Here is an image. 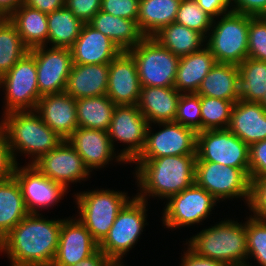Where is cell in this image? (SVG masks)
<instances>
[{
	"label": "cell",
	"mask_w": 266,
	"mask_h": 266,
	"mask_svg": "<svg viewBox=\"0 0 266 266\" xmlns=\"http://www.w3.org/2000/svg\"><path fill=\"white\" fill-rule=\"evenodd\" d=\"M43 217L29 213L0 241V252L7 254L10 266L52 265L63 219Z\"/></svg>",
	"instance_id": "cell-1"
},
{
	"label": "cell",
	"mask_w": 266,
	"mask_h": 266,
	"mask_svg": "<svg viewBox=\"0 0 266 266\" xmlns=\"http://www.w3.org/2000/svg\"><path fill=\"white\" fill-rule=\"evenodd\" d=\"M196 155L163 156L145 159L135 168L139 191L137 197L147 202V197L168 199L195 183Z\"/></svg>",
	"instance_id": "cell-2"
},
{
	"label": "cell",
	"mask_w": 266,
	"mask_h": 266,
	"mask_svg": "<svg viewBox=\"0 0 266 266\" xmlns=\"http://www.w3.org/2000/svg\"><path fill=\"white\" fill-rule=\"evenodd\" d=\"M0 127L7 135L16 164V154L31 157L29 164H32L41 155L55 149L63 140L43 122L35 110L3 114Z\"/></svg>",
	"instance_id": "cell-3"
},
{
	"label": "cell",
	"mask_w": 266,
	"mask_h": 266,
	"mask_svg": "<svg viewBox=\"0 0 266 266\" xmlns=\"http://www.w3.org/2000/svg\"><path fill=\"white\" fill-rule=\"evenodd\" d=\"M240 223V224H239ZM227 219L201 230L188 239L186 245L197 255L226 263L247 266L245 222Z\"/></svg>",
	"instance_id": "cell-4"
},
{
	"label": "cell",
	"mask_w": 266,
	"mask_h": 266,
	"mask_svg": "<svg viewBox=\"0 0 266 266\" xmlns=\"http://www.w3.org/2000/svg\"><path fill=\"white\" fill-rule=\"evenodd\" d=\"M128 193L98 189L74 194L78 220L100 244L108 235L119 211L131 199Z\"/></svg>",
	"instance_id": "cell-5"
},
{
	"label": "cell",
	"mask_w": 266,
	"mask_h": 266,
	"mask_svg": "<svg viewBox=\"0 0 266 266\" xmlns=\"http://www.w3.org/2000/svg\"><path fill=\"white\" fill-rule=\"evenodd\" d=\"M248 32L249 15L230 11L213 19L205 46L216 62L239 65L248 57Z\"/></svg>",
	"instance_id": "cell-6"
},
{
	"label": "cell",
	"mask_w": 266,
	"mask_h": 266,
	"mask_svg": "<svg viewBox=\"0 0 266 266\" xmlns=\"http://www.w3.org/2000/svg\"><path fill=\"white\" fill-rule=\"evenodd\" d=\"M131 198L119 211L108 235L99 244V249L116 265L124 263V255L134 248L145 225H148V201L139 199L136 195Z\"/></svg>",
	"instance_id": "cell-7"
},
{
	"label": "cell",
	"mask_w": 266,
	"mask_h": 266,
	"mask_svg": "<svg viewBox=\"0 0 266 266\" xmlns=\"http://www.w3.org/2000/svg\"><path fill=\"white\" fill-rule=\"evenodd\" d=\"M128 52L134 58L141 87H174L180 58L154 37H144Z\"/></svg>",
	"instance_id": "cell-8"
},
{
	"label": "cell",
	"mask_w": 266,
	"mask_h": 266,
	"mask_svg": "<svg viewBox=\"0 0 266 266\" xmlns=\"http://www.w3.org/2000/svg\"><path fill=\"white\" fill-rule=\"evenodd\" d=\"M0 88L5 90L4 114L36 110L42 96L38 90L35 58L30 52L2 75Z\"/></svg>",
	"instance_id": "cell-9"
},
{
	"label": "cell",
	"mask_w": 266,
	"mask_h": 266,
	"mask_svg": "<svg viewBox=\"0 0 266 266\" xmlns=\"http://www.w3.org/2000/svg\"><path fill=\"white\" fill-rule=\"evenodd\" d=\"M196 161H208L241 169L249 177V145L229 129L197 133Z\"/></svg>",
	"instance_id": "cell-10"
},
{
	"label": "cell",
	"mask_w": 266,
	"mask_h": 266,
	"mask_svg": "<svg viewBox=\"0 0 266 266\" xmlns=\"http://www.w3.org/2000/svg\"><path fill=\"white\" fill-rule=\"evenodd\" d=\"M195 183L212 194L218 202L243 198L248 206L251 181L239 168L208 161H196Z\"/></svg>",
	"instance_id": "cell-11"
},
{
	"label": "cell",
	"mask_w": 266,
	"mask_h": 266,
	"mask_svg": "<svg viewBox=\"0 0 266 266\" xmlns=\"http://www.w3.org/2000/svg\"><path fill=\"white\" fill-rule=\"evenodd\" d=\"M218 200L204 188L194 183L167 199L163 208L162 223L166 228L176 229L200 224L212 214Z\"/></svg>",
	"instance_id": "cell-12"
},
{
	"label": "cell",
	"mask_w": 266,
	"mask_h": 266,
	"mask_svg": "<svg viewBox=\"0 0 266 266\" xmlns=\"http://www.w3.org/2000/svg\"><path fill=\"white\" fill-rule=\"evenodd\" d=\"M163 126L157 132H152L149 124L146 143L143 151L132 162L137 166L145 159H155L163 156L196 155L197 133L177 122H161L156 126Z\"/></svg>",
	"instance_id": "cell-13"
},
{
	"label": "cell",
	"mask_w": 266,
	"mask_h": 266,
	"mask_svg": "<svg viewBox=\"0 0 266 266\" xmlns=\"http://www.w3.org/2000/svg\"><path fill=\"white\" fill-rule=\"evenodd\" d=\"M148 126L137 105H116L108 135L115 150L116 141L128 145L120 150V156L127 163H132L143 151Z\"/></svg>",
	"instance_id": "cell-14"
},
{
	"label": "cell",
	"mask_w": 266,
	"mask_h": 266,
	"mask_svg": "<svg viewBox=\"0 0 266 266\" xmlns=\"http://www.w3.org/2000/svg\"><path fill=\"white\" fill-rule=\"evenodd\" d=\"M15 167L13 176L20 185L26 208L30 214H40V209L56 205L68 189L43 175L34 165Z\"/></svg>",
	"instance_id": "cell-15"
},
{
	"label": "cell",
	"mask_w": 266,
	"mask_h": 266,
	"mask_svg": "<svg viewBox=\"0 0 266 266\" xmlns=\"http://www.w3.org/2000/svg\"><path fill=\"white\" fill-rule=\"evenodd\" d=\"M29 52L36 62L39 94L64 92L73 65L70 48L40 46Z\"/></svg>",
	"instance_id": "cell-16"
},
{
	"label": "cell",
	"mask_w": 266,
	"mask_h": 266,
	"mask_svg": "<svg viewBox=\"0 0 266 266\" xmlns=\"http://www.w3.org/2000/svg\"><path fill=\"white\" fill-rule=\"evenodd\" d=\"M32 165L67 189L69 184L85 181L91 175L82 157L67 140H62L55 149L41 155Z\"/></svg>",
	"instance_id": "cell-17"
},
{
	"label": "cell",
	"mask_w": 266,
	"mask_h": 266,
	"mask_svg": "<svg viewBox=\"0 0 266 266\" xmlns=\"http://www.w3.org/2000/svg\"><path fill=\"white\" fill-rule=\"evenodd\" d=\"M99 244L87 228L76 218L62 220L59 243L51 266H73L94 254Z\"/></svg>",
	"instance_id": "cell-18"
},
{
	"label": "cell",
	"mask_w": 266,
	"mask_h": 266,
	"mask_svg": "<svg viewBox=\"0 0 266 266\" xmlns=\"http://www.w3.org/2000/svg\"><path fill=\"white\" fill-rule=\"evenodd\" d=\"M67 141L82 157L90 172L93 169L104 168L113 159L117 163L120 162L119 164H127L120 153H116L108 131L78 127Z\"/></svg>",
	"instance_id": "cell-19"
},
{
	"label": "cell",
	"mask_w": 266,
	"mask_h": 266,
	"mask_svg": "<svg viewBox=\"0 0 266 266\" xmlns=\"http://www.w3.org/2000/svg\"><path fill=\"white\" fill-rule=\"evenodd\" d=\"M141 85L134 58L122 51L109 63L106 95L115 105H137Z\"/></svg>",
	"instance_id": "cell-20"
},
{
	"label": "cell",
	"mask_w": 266,
	"mask_h": 266,
	"mask_svg": "<svg viewBox=\"0 0 266 266\" xmlns=\"http://www.w3.org/2000/svg\"><path fill=\"white\" fill-rule=\"evenodd\" d=\"M35 111L43 122L63 140H67L79 127L76 99L65 91L43 95Z\"/></svg>",
	"instance_id": "cell-21"
},
{
	"label": "cell",
	"mask_w": 266,
	"mask_h": 266,
	"mask_svg": "<svg viewBox=\"0 0 266 266\" xmlns=\"http://www.w3.org/2000/svg\"><path fill=\"white\" fill-rule=\"evenodd\" d=\"M73 64L110 63L122 51L107 36L84 23L80 35L70 47Z\"/></svg>",
	"instance_id": "cell-22"
},
{
	"label": "cell",
	"mask_w": 266,
	"mask_h": 266,
	"mask_svg": "<svg viewBox=\"0 0 266 266\" xmlns=\"http://www.w3.org/2000/svg\"><path fill=\"white\" fill-rule=\"evenodd\" d=\"M228 129L247 145L266 139V110L260 103L239 99L233 105Z\"/></svg>",
	"instance_id": "cell-23"
},
{
	"label": "cell",
	"mask_w": 266,
	"mask_h": 266,
	"mask_svg": "<svg viewBox=\"0 0 266 266\" xmlns=\"http://www.w3.org/2000/svg\"><path fill=\"white\" fill-rule=\"evenodd\" d=\"M108 73L109 63L73 64L65 92L76 100L106 95Z\"/></svg>",
	"instance_id": "cell-24"
},
{
	"label": "cell",
	"mask_w": 266,
	"mask_h": 266,
	"mask_svg": "<svg viewBox=\"0 0 266 266\" xmlns=\"http://www.w3.org/2000/svg\"><path fill=\"white\" fill-rule=\"evenodd\" d=\"M181 93L174 87H141L137 107L152 126L174 121Z\"/></svg>",
	"instance_id": "cell-25"
},
{
	"label": "cell",
	"mask_w": 266,
	"mask_h": 266,
	"mask_svg": "<svg viewBox=\"0 0 266 266\" xmlns=\"http://www.w3.org/2000/svg\"><path fill=\"white\" fill-rule=\"evenodd\" d=\"M215 64V57L206 46L197 52L180 57L174 88L181 94L197 93L201 82Z\"/></svg>",
	"instance_id": "cell-26"
},
{
	"label": "cell",
	"mask_w": 266,
	"mask_h": 266,
	"mask_svg": "<svg viewBox=\"0 0 266 266\" xmlns=\"http://www.w3.org/2000/svg\"><path fill=\"white\" fill-rule=\"evenodd\" d=\"M88 24L110 38L121 51L131 50L145 37L137 21L114 16L101 10Z\"/></svg>",
	"instance_id": "cell-27"
},
{
	"label": "cell",
	"mask_w": 266,
	"mask_h": 266,
	"mask_svg": "<svg viewBox=\"0 0 266 266\" xmlns=\"http://www.w3.org/2000/svg\"><path fill=\"white\" fill-rule=\"evenodd\" d=\"M197 94L233 103L238 101L240 99L238 65L216 62L201 82Z\"/></svg>",
	"instance_id": "cell-28"
},
{
	"label": "cell",
	"mask_w": 266,
	"mask_h": 266,
	"mask_svg": "<svg viewBox=\"0 0 266 266\" xmlns=\"http://www.w3.org/2000/svg\"><path fill=\"white\" fill-rule=\"evenodd\" d=\"M8 18L16 26L24 45L29 50L47 46V13L23 3Z\"/></svg>",
	"instance_id": "cell-29"
},
{
	"label": "cell",
	"mask_w": 266,
	"mask_h": 266,
	"mask_svg": "<svg viewBox=\"0 0 266 266\" xmlns=\"http://www.w3.org/2000/svg\"><path fill=\"white\" fill-rule=\"evenodd\" d=\"M181 0H140L137 24L145 37H153L175 22Z\"/></svg>",
	"instance_id": "cell-30"
},
{
	"label": "cell",
	"mask_w": 266,
	"mask_h": 266,
	"mask_svg": "<svg viewBox=\"0 0 266 266\" xmlns=\"http://www.w3.org/2000/svg\"><path fill=\"white\" fill-rule=\"evenodd\" d=\"M28 214L15 177L0 182V241Z\"/></svg>",
	"instance_id": "cell-31"
},
{
	"label": "cell",
	"mask_w": 266,
	"mask_h": 266,
	"mask_svg": "<svg viewBox=\"0 0 266 266\" xmlns=\"http://www.w3.org/2000/svg\"><path fill=\"white\" fill-rule=\"evenodd\" d=\"M153 37L179 58L201 50L206 41L201 33L176 22L163 27Z\"/></svg>",
	"instance_id": "cell-32"
},
{
	"label": "cell",
	"mask_w": 266,
	"mask_h": 266,
	"mask_svg": "<svg viewBox=\"0 0 266 266\" xmlns=\"http://www.w3.org/2000/svg\"><path fill=\"white\" fill-rule=\"evenodd\" d=\"M115 107L107 95L77 99L78 126L108 131Z\"/></svg>",
	"instance_id": "cell-33"
},
{
	"label": "cell",
	"mask_w": 266,
	"mask_h": 266,
	"mask_svg": "<svg viewBox=\"0 0 266 266\" xmlns=\"http://www.w3.org/2000/svg\"><path fill=\"white\" fill-rule=\"evenodd\" d=\"M48 40L51 47L70 48L80 35L83 22L66 6L47 14Z\"/></svg>",
	"instance_id": "cell-34"
},
{
	"label": "cell",
	"mask_w": 266,
	"mask_h": 266,
	"mask_svg": "<svg viewBox=\"0 0 266 266\" xmlns=\"http://www.w3.org/2000/svg\"><path fill=\"white\" fill-rule=\"evenodd\" d=\"M238 69L240 99L260 103L266 93V62L247 57Z\"/></svg>",
	"instance_id": "cell-35"
},
{
	"label": "cell",
	"mask_w": 266,
	"mask_h": 266,
	"mask_svg": "<svg viewBox=\"0 0 266 266\" xmlns=\"http://www.w3.org/2000/svg\"><path fill=\"white\" fill-rule=\"evenodd\" d=\"M29 49L8 17L0 18V74L7 73Z\"/></svg>",
	"instance_id": "cell-36"
},
{
	"label": "cell",
	"mask_w": 266,
	"mask_h": 266,
	"mask_svg": "<svg viewBox=\"0 0 266 266\" xmlns=\"http://www.w3.org/2000/svg\"><path fill=\"white\" fill-rule=\"evenodd\" d=\"M201 131L228 129L234 103L209 96H200Z\"/></svg>",
	"instance_id": "cell-37"
},
{
	"label": "cell",
	"mask_w": 266,
	"mask_h": 266,
	"mask_svg": "<svg viewBox=\"0 0 266 266\" xmlns=\"http://www.w3.org/2000/svg\"><path fill=\"white\" fill-rule=\"evenodd\" d=\"M247 257H253L259 266H266V220L259 219L252 215L245 221ZM247 266L250 265L249 262Z\"/></svg>",
	"instance_id": "cell-38"
},
{
	"label": "cell",
	"mask_w": 266,
	"mask_h": 266,
	"mask_svg": "<svg viewBox=\"0 0 266 266\" xmlns=\"http://www.w3.org/2000/svg\"><path fill=\"white\" fill-rule=\"evenodd\" d=\"M213 19L197 4L196 0H181L175 22L201 33L205 38Z\"/></svg>",
	"instance_id": "cell-39"
},
{
	"label": "cell",
	"mask_w": 266,
	"mask_h": 266,
	"mask_svg": "<svg viewBox=\"0 0 266 266\" xmlns=\"http://www.w3.org/2000/svg\"><path fill=\"white\" fill-rule=\"evenodd\" d=\"M174 122L193 129L196 133L201 131V104L199 94H181Z\"/></svg>",
	"instance_id": "cell-40"
},
{
	"label": "cell",
	"mask_w": 266,
	"mask_h": 266,
	"mask_svg": "<svg viewBox=\"0 0 266 266\" xmlns=\"http://www.w3.org/2000/svg\"><path fill=\"white\" fill-rule=\"evenodd\" d=\"M248 57L266 62V19L249 15Z\"/></svg>",
	"instance_id": "cell-41"
},
{
	"label": "cell",
	"mask_w": 266,
	"mask_h": 266,
	"mask_svg": "<svg viewBox=\"0 0 266 266\" xmlns=\"http://www.w3.org/2000/svg\"><path fill=\"white\" fill-rule=\"evenodd\" d=\"M250 200L248 208L254 217L266 220V177L250 179Z\"/></svg>",
	"instance_id": "cell-42"
},
{
	"label": "cell",
	"mask_w": 266,
	"mask_h": 266,
	"mask_svg": "<svg viewBox=\"0 0 266 266\" xmlns=\"http://www.w3.org/2000/svg\"><path fill=\"white\" fill-rule=\"evenodd\" d=\"M140 0H102L101 11L137 21Z\"/></svg>",
	"instance_id": "cell-43"
},
{
	"label": "cell",
	"mask_w": 266,
	"mask_h": 266,
	"mask_svg": "<svg viewBox=\"0 0 266 266\" xmlns=\"http://www.w3.org/2000/svg\"><path fill=\"white\" fill-rule=\"evenodd\" d=\"M266 177V139L249 146V178Z\"/></svg>",
	"instance_id": "cell-44"
},
{
	"label": "cell",
	"mask_w": 266,
	"mask_h": 266,
	"mask_svg": "<svg viewBox=\"0 0 266 266\" xmlns=\"http://www.w3.org/2000/svg\"><path fill=\"white\" fill-rule=\"evenodd\" d=\"M102 0H65V6L83 23H88L101 10Z\"/></svg>",
	"instance_id": "cell-45"
},
{
	"label": "cell",
	"mask_w": 266,
	"mask_h": 266,
	"mask_svg": "<svg viewBox=\"0 0 266 266\" xmlns=\"http://www.w3.org/2000/svg\"><path fill=\"white\" fill-rule=\"evenodd\" d=\"M16 165L7 135L0 127V182L6 181L13 176Z\"/></svg>",
	"instance_id": "cell-46"
},
{
	"label": "cell",
	"mask_w": 266,
	"mask_h": 266,
	"mask_svg": "<svg viewBox=\"0 0 266 266\" xmlns=\"http://www.w3.org/2000/svg\"><path fill=\"white\" fill-rule=\"evenodd\" d=\"M232 11L253 17L264 16L266 0H232Z\"/></svg>",
	"instance_id": "cell-47"
},
{
	"label": "cell",
	"mask_w": 266,
	"mask_h": 266,
	"mask_svg": "<svg viewBox=\"0 0 266 266\" xmlns=\"http://www.w3.org/2000/svg\"><path fill=\"white\" fill-rule=\"evenodd\" d=\"M196 2L212 19L232 11V0H196Z\"/></svg>",
	"instance_id": "cell-48"
},
{
	"label": "cell",
	"mask_w": 266,
	"mask_h": 266,
	"mask_svg": "<svg viewBox=\"0 0 266 266\" xmlns=\"http://www.w3.org/2000/svg\"><path fill=\"white\" fill-rule=\"evenodd\" d=\"M183 254L184 255L181 256L180 266H229L224 262L199 256L189 247Z\"/></svg>",
	"instance_id": "cell-49"
},
{
	"label": "cell",
	"mask_w": 266,
	"mask_h": 266,
	"mask_svg": "<svg viewBox=\"0 0 266 266\" xmlns=\"http://www.w3.org/2000/svg\"><path fill=\"white\" fill-rule=\"evenodd\" d=\"M24 4L48 14L64 7L65 0H24Z\"/></svg>",
	"instance_id": "cell-50"
},
{
	"label": "cell",
	"mask_w": 266,
	"mask_h": 266,
	"mask_svg": "<svg viewBox=\"0 0 266 266\" xmlns=\"http://www.w3.org/2000/svg\"><path fill=\"white\" fill-rule=\"evenodd\" d=\"M73 266H116V264L98 249L94 254Z\"/></svg>",
	"instance_id": "cell-51"
},
{
	"label": "cell",
	"mask_w": 266,
	"mask_h": 266,
	"mask_svg": "<svg viewBox=\"0 0 266 266\" xmlns=\"http://www.w3.org/2000/svg\"><path fill=\"white\" fill-rule=\"evenodd\" d=\"M24 0H0V18L9 17Z\"/></svg>",
	"instance_id": "cell-52"
},
{
	"label": "cell",
	"mask_w": 266,
	"mask_h": 266,
	"mask_svg": "<svg viewBox=\"0 0 266 266\" xmlns=\"http://www.w3.org/2000/svg\"><path fill=\"white\" fill-rule=\"evenodd\" d=\"M260 105L266 110V93L264 97L262 98Z\"/></svg>",
	"instance_id": "cell-53"
}]
</instances>
